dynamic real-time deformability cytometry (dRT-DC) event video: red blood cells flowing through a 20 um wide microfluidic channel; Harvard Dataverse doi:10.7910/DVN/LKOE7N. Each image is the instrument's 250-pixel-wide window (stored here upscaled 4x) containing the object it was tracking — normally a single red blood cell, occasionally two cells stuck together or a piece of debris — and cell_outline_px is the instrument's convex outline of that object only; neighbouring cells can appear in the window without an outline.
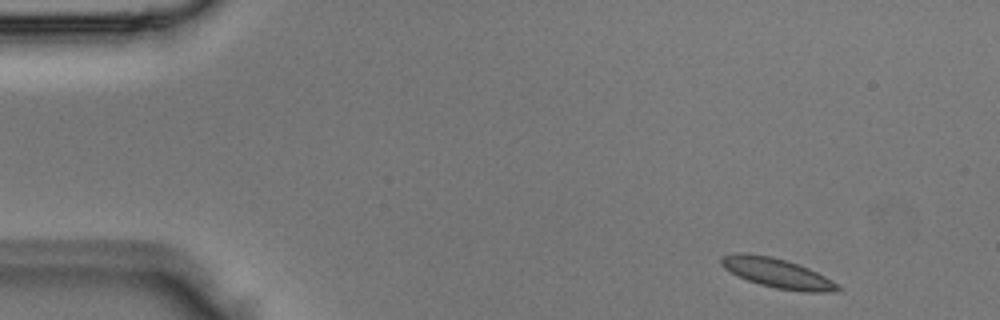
{"species": "Egyptian fruit bat (a non-hibernating species)", "species_latin": "Rousettus aegyptiacus", "temperature_condition": "room temperature", "stored_images_in_passage": 3, "camera_frame_rate_fps": 3000, "um_per_image_px": 0.085, "animal": {"sex": "male"}, "frame": {"image": 1, "passage_image": 1, "time_ms": 0.0, "image_size_px": [1000, 320], "cell_outline_px": [[844, 288], [840, 292], [804, 292], [776, 288], [760, 284], [748, 280], [724, 268], [720, 264], [720, 256], [732, 252], [744, 252], [768, 256], [784, 260], [808, 268], [832, 280]], "centroid_in_image_um": [66.08, 23.22], "position_along_channel_um": 18.9, "area_um2": 20.06}}